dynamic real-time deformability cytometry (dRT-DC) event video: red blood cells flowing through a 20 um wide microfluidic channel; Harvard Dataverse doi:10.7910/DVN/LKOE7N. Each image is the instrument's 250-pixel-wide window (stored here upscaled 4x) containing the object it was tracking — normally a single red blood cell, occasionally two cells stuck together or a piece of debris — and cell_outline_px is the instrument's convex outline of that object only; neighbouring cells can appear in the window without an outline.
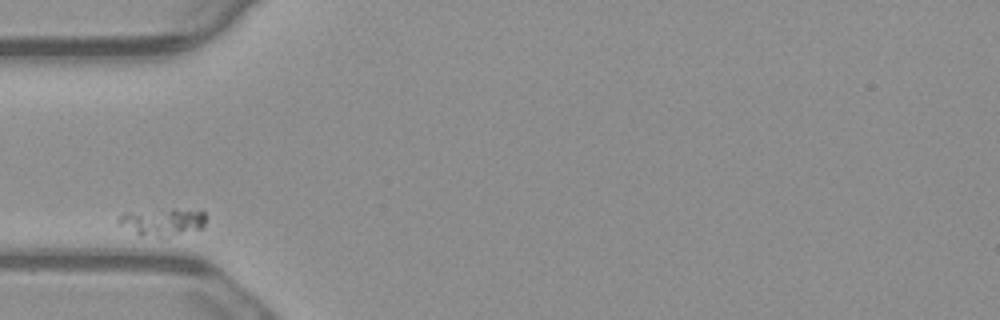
{"species": "common noctule bat (a hibernating species)", "species_latin": "Nyctalus noctula", "temperature_condition": "warm", "stored_images_in_passage": 4, "camera_frame_rate_fps": 3000, "um_per_image_px": 0.085, "animal": {"sex": "male", "body_mass_g": 23.1, "forearm_length_mm": 52.7}, "frame": {"image": 1, "passage_image": 1, "time_ms": 0.0, "image_size_px": [1000, 320], "cell_outline_px": [[208, 216], [204, 228], [160, 236], [140, 236], [116, 224], [116, 220], [124, 212], [172, 208], [200, 208]], "centroid_in_image_um": [13.84, 18.8], "position_along_channel_um": 71.2, "area_um2": 14.51}}
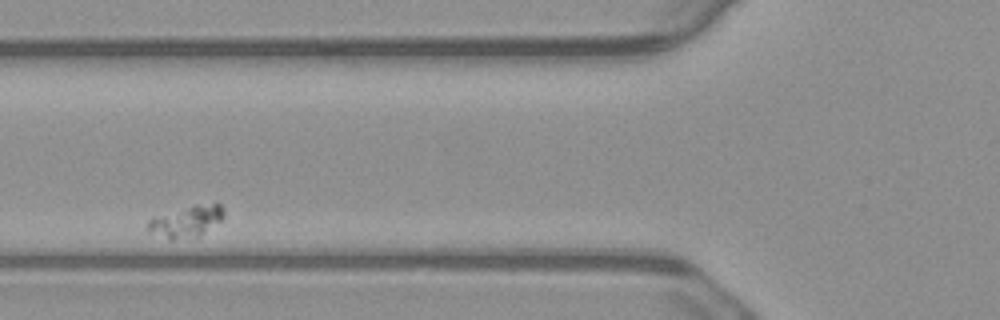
{"frame": {"image": 2, "passage_image": 2, "time_ms": 0.333, "image_size_px": [1000, 320], "cell_outline_px": [[224, 216], [220, 220], [200, 236], [172, 240], [168, 240], [148, 232], [144, 228], [148, 220], [152, 216], [196, 204], [220, 204], [224, 208]], "centroid_in_image_um": [15.75, 18.83], "position_along_channel_um": 110.0, "area_um2": 14.22}}
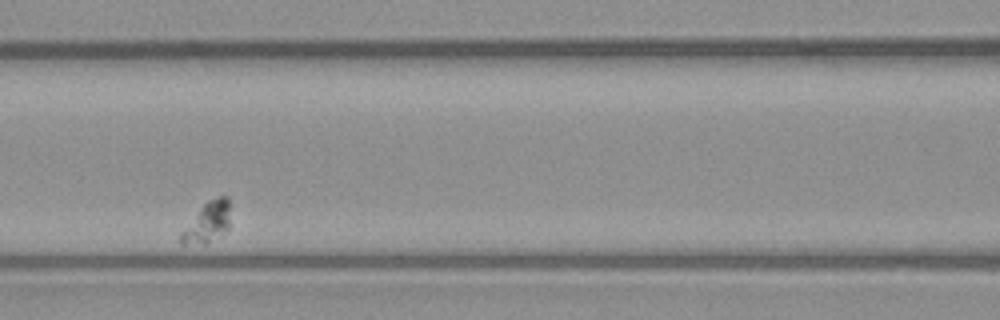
{"frame": {"image": 3, "passage_image": 3, "time_ms": 0.667, "image_size_px": [1000, 320], "cell_outline_px": [[228, 228], [224, 232], [204, 244], [180, 244], [180, 232], [204, 204], [208, 200], [216, 196], [228, 196]], "centroid_in_image_um": [17.6, 18.9], "position_along_channel_um": 149.0, "area_um2": 11.27}}